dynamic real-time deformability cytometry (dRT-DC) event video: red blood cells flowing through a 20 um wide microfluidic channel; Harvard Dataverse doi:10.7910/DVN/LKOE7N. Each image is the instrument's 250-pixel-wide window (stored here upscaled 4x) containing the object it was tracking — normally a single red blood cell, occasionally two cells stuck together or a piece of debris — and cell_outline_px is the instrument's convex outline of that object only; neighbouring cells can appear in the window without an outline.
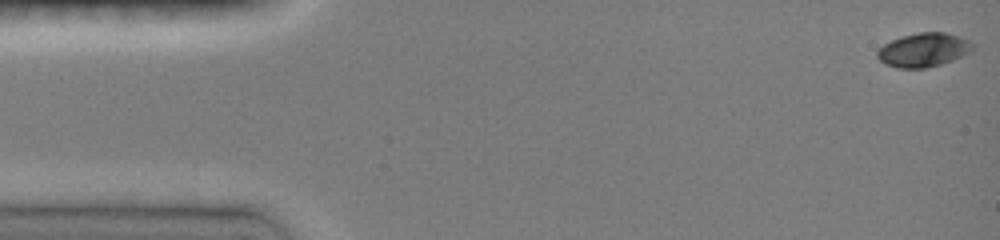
{"species": "common noctule bat (a hibernating species)", "species_latin": "Nyctalus noctula", "temperature_condition": "room temperature", "stored_images_in_passage": 55, "camera_frame_rate_fps": 3000, "um_per_image_px": 0.085, "animal": {"sex": "female", "body_mass_g": 19.0, "forearm_length_mm": 51.5}, "frame": {"image": 1, "passage_image": 1, "time_ms": 0.0, "image_size_px": [1000, 240], "cell_outline_px": [[976, 48], [972, 52], [952, 60], [940, 64], [924, 68], [896, 68], [884, 64], [876, 56], [876, 52], [884, 44], [900, 36], [920, 32], [944, 32], [960, 36], [976, 44]], "centroid_in_image_um": [78.53, 4.24], "position_along_channel_um": 6.5, "area_um2": 19.07}}
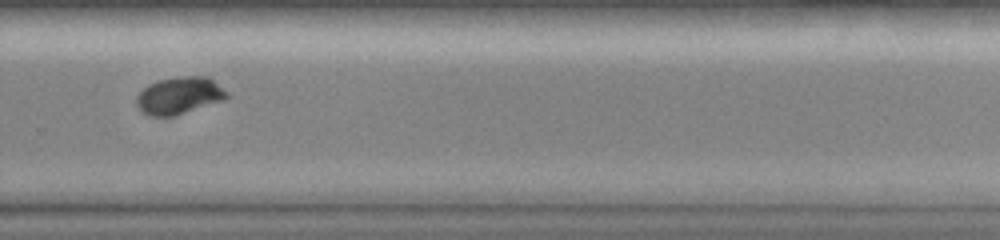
{"frame": {"image": 2, "passage_image": 38, "time_ms": 10.667, "image_size_px": [1000, 240], "cell_outline_px": [[228, 96], [224, 100], [176, 116], [148, 116], [136, 104], [136, 96], [148, 84], [156, 80], [176, 76], [208, 76], [228, 92]], "centroid_in_image_um": [15.24, 8.11], "position_along_channel_um": 314.6, "area_um2": 19.77}}
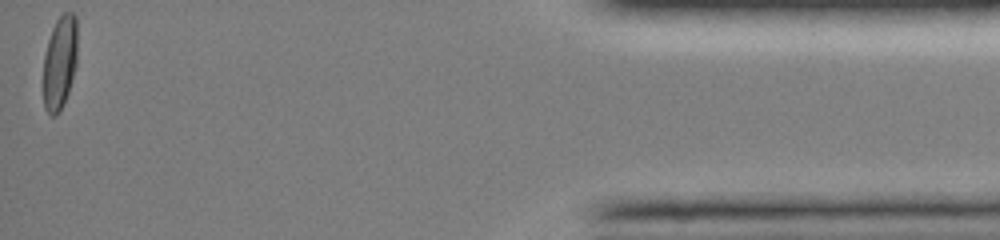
{"frame": {"image": 3, "passage_image": 55, "time_ms": 15.333, "image_size_px": [1000, 240], "cell_outline_px": [[76, 64], [68, 92], [60, 112], [52, 116], [44, 108], [44, 56], [48, 40], [52, 28], [56, 20], [64, 12], [72, 12], [76, 16]], "centroid_in_image_um": [5.08, 5.29], "position_along_channel_um": 430.1, "area_um2": 18.38}, "authors_computed_cell_mechanics": {"area_um2": 19.4208, "velocity_mm_per_s": 4.0611, "shape_relaxation_time_tau1_ms": 2.9382, "shape_relaxation_time_tau2_ms": 1.8983, "deformation_change_tau1": 0.1343, "deformation_change_tau2": 0.0249}}